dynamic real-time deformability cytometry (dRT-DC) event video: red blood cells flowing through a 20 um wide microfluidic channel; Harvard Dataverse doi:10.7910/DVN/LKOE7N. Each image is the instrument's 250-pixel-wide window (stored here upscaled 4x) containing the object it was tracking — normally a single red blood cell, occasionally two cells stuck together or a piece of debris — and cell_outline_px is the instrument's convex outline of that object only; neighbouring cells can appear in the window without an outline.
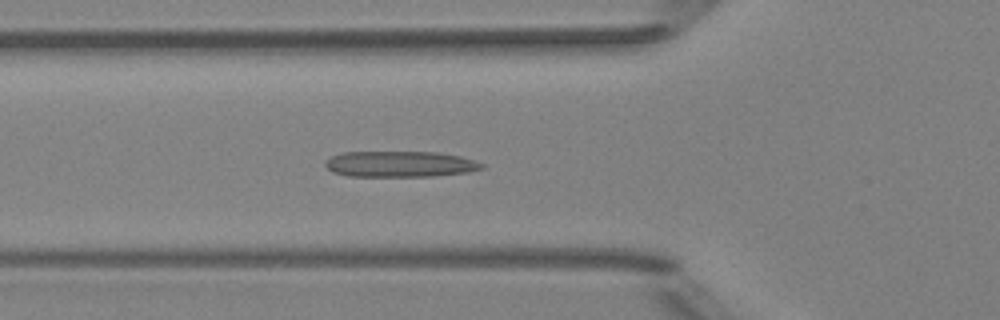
{"species": "Egyptian fruit bat (a non-hibernating species)", "species_latin": "Rousettus aegyptiacus", "temperature_condition": "room temperature", "stored_images_in_passage": 51, "camera_frame_rate_fps": 3000, "um_per_image_px": 0.085, "animal": {"sex": "female"}, "frame": {"image": 1, "passage_image": 18, "time_ms": 5.667, "image_size_px": [1000, 320], "cell_outline_px": [[484, 168], [468, 172], [432, 176], [348, 176], [332, 172], [324, 164], [324, 160], [340, 152], [436, 152], [460, 156], [484, 164]], "centroid_in_image_um": [33.96, 13.94], "position_along_channel_um": 91.8, "area_um2": 23.64}}
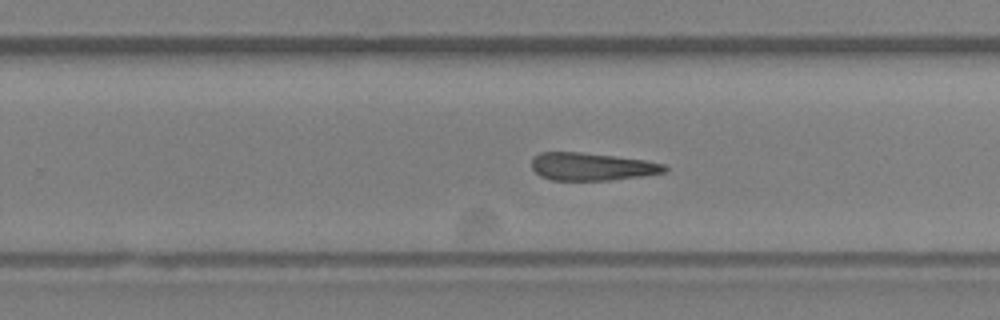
{"frame": {"image": 2, "passage_image": 32, "time_ms": 10.333, "image_size_px": [1000, 320], "cell_outline_px": [[668, 168], [664, 172], [640, 176], [612, 180], [552, 180], [540, 176], [532, 168], [532, 156], [540, 152], [580, 152], [644, 160], [664, 164]], "centroid_in_image_um": [50.25, 14.16], "position_along_channel_um": 279.5, "area_um2": 21.33}}
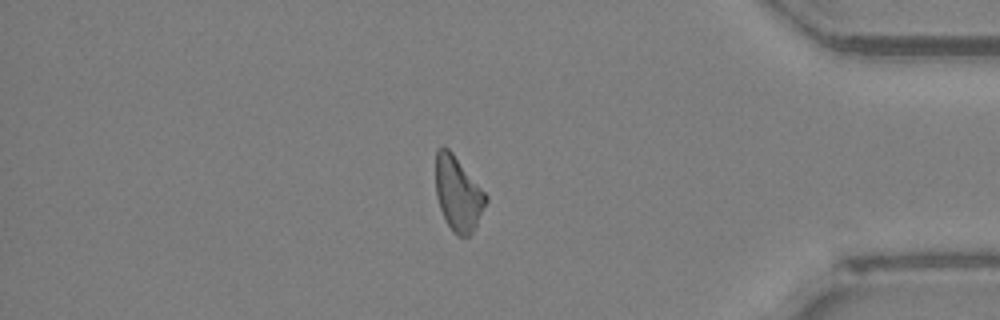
{"frame": {"image": 3, "passage_image": 43, "time_ms": 14.0, "image_size_px": [1000, 320], "cell_outline_px": [[488, 200], [472, 232], [468, 236], [456, 236], [452, 232], [440, 208], [436, 196], [436, 148], [448, 148], [452, 152], [488, 196]], "centroid_in_image_um": [38.93, 16.47], "position_along_channel_um": 396.3, "area_um2": 21.44}}